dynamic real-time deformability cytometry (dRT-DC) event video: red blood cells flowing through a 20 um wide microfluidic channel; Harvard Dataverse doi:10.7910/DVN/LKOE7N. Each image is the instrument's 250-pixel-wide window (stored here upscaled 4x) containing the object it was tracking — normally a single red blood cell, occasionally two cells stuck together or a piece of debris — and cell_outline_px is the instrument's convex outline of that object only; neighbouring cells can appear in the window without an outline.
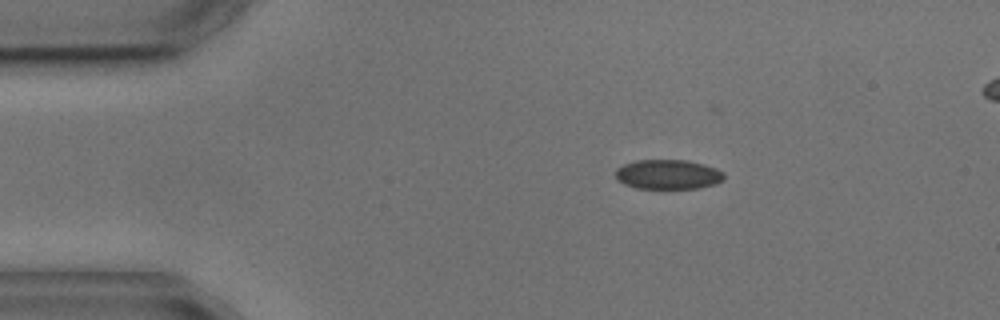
{"species": "common noctule bat (a hibernating species)", "species_latin": "Nyctalus noctula", "temperature_condition": "cold", "stored_images_in_passage": 5, "camera_frame_rate_fps": 3000, "um_per_image_px": 0.085, "animal": {"sex": "male", "body_mass_g": 17.9, "forearm_length_mm": 54.2}, "frame": {"image": 1, "passage_image": 2, "time_ms": 1.333, "image_size_px": [1000, 320], "cell_outline_px": [[724, 180], [716, 184], [696, 188], [636, 188], [624, 184], [616, 180], [616, 168], [624, 164], [636, 160], [688, 160], [704, 164], [716, 168], [724, 172]], "centroid_in_image_um": [56.79, 14.82], "position_along_channel_um": 28.2, "area_um2": 18.84}}